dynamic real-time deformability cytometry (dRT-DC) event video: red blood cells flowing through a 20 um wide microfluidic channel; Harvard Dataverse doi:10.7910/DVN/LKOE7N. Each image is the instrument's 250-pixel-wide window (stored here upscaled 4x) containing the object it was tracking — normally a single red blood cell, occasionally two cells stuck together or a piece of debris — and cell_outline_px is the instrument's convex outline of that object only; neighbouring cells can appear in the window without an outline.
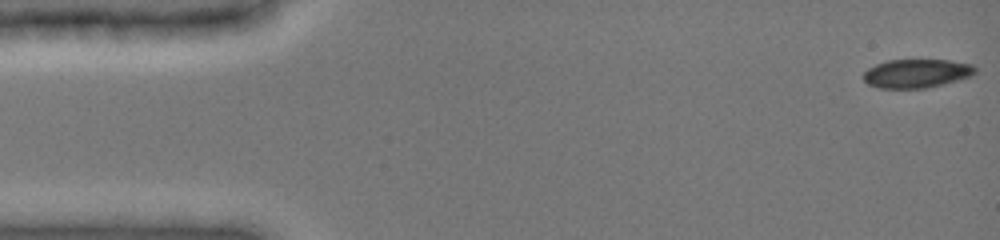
{"species": "common noctule bat (a hibernating species)", "species_latin": "Nyctalus noctula", "temperature_condition": "cold", "stored_images_in_passage": 48, "camera_frame_rate_fps": 3000, "um_per_image_px": 0.085, "animal": {"sex": "female", "body_mass_g": 19.0, "forearm_length_mm": 51.5}, "frame": {"image": 1, "passage_image": 1, "time_ms": 0.0, "image_size_px": [1000, 240], "cell_outline_px": [[976, 72], [972, 76], [944, 84], [924, 88], [880, 88], [868, 84], [864, 80], [864, 72], [868, 68], [876, 64], [888, 60], [948, 60], [972, 64], [976, 68]], "centroid_in_image_um": [77.93, 6.24], "position_along_channel_um": 7.1, "area_um2": 18.67}}
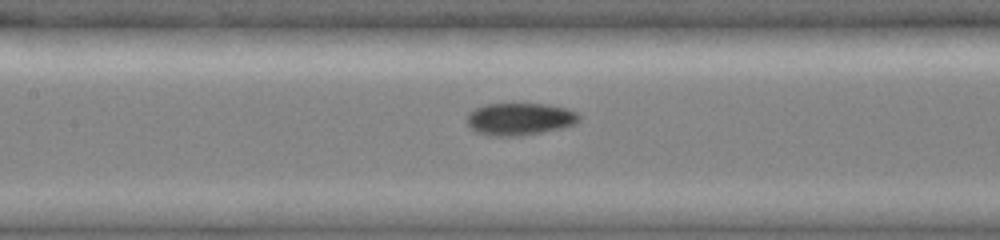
{"frame": {"image": 2, "passage_image": 22, "time_ms": 7.0, "image_size_px": [1000, 240], "cell_outline_px": [[580, 120], [576, 124], [560, 128], [540, 132], [516, 136], [492, 136], [476, 132], [468, 124], [468, 112], [484, 104], [548, 104], [568, 108], [576, 112], [580, 116]], "centroid_in_image_um": [44.2, 10.11], "position_along_channel_um": 163.2, "area_um2": 21.04}}
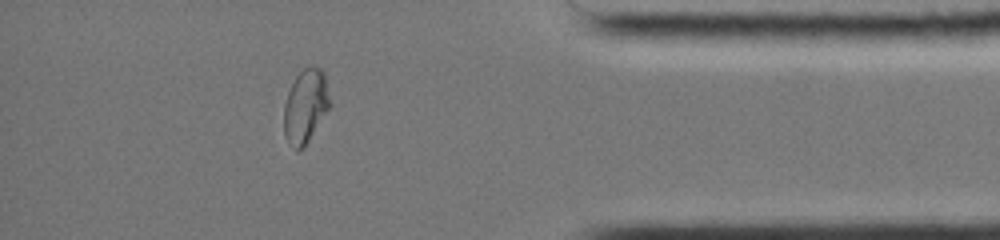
{"frame": {"image": 3, "passage_image": 42, "time_ms": 13.667, "image_size_px": [1000, 240], "cell_outline_px": [[332, 104], [308, 140], [296, 152], [288, 144], [284, 136], [284, 104], [288, 92], [296, 76], [304, 68], [320, 68], [324, 72]], "centroid_in_image_um": [25.97, 9.04], "position_along_channel_um": 409.2, "area_um2": 19.59}, "authors_computed_cell_mechanics": {"area_um2": 20.1144, "velocity_mm_per_s": 3.9729, "shape_relaxation_time_tau1_ms": null, "shape_relaxation_time_tau2_ms": 1.5554, "deformation_change_tau1": null, "deformation_change_tau2": 0.0529}}